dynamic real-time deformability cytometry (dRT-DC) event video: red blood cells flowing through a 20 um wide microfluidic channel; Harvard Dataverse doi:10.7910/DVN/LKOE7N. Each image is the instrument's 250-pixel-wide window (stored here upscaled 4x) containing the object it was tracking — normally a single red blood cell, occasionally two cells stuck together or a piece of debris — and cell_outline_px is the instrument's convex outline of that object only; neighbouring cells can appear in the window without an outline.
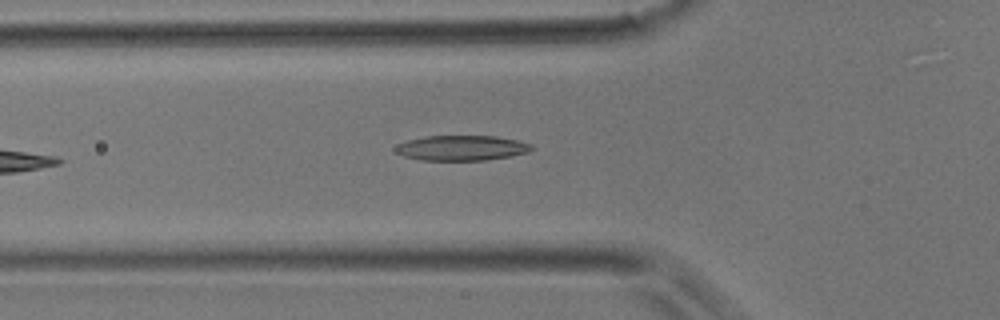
{"species": "common noctule bat (a hibernating species)", "species_latin": "Nyctalus noctula", "temperature_condition": "room temperature", "stored_images_in_passage": 5, "camera_frame_rate_fps": 3000, "um_per_image_px": 0.085, "animal": {"sex": "male", "body_mass_g": 17.9}, "frame": {"image": 1, "passage_image": 5, "time_ms": 1.333, "image_size_px": [1000, 320], "cell_outline_px": [[532, 148], [528, 152], [512, 156], [488, 160], [420, 160], [404, 156], [396, 152], [396, 148], [400, 144], [408, 140], [428, 136], [496, 136], [516, 140], [532, 144]], "centroid_in_image_um": [39.27, 12.58], "position_along_channel_um": 86.5, "area_um2": 19.77}}